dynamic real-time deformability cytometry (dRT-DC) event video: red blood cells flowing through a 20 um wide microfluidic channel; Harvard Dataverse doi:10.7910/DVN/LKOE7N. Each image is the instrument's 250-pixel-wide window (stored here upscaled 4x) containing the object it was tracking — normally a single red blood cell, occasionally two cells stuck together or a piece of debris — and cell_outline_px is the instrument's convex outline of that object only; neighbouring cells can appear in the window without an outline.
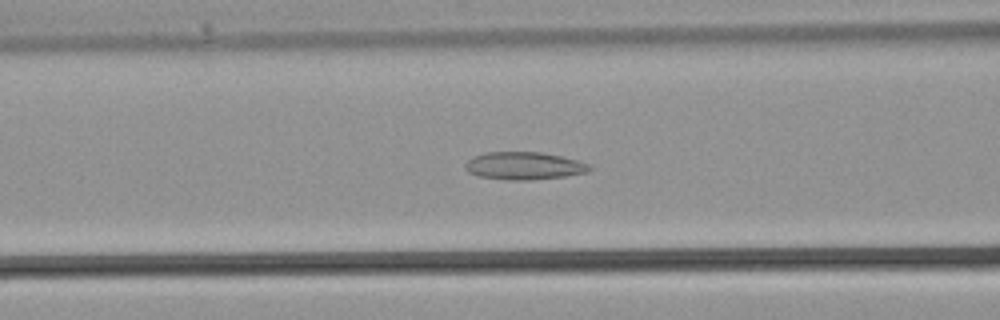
{"species": "common noctule bat (a hibernating species)", "species_latin": "Nyctalus noctula", "temperature_condition": "warm", "stored_images_in_passage": 30, "camera_frame_rate_fps": 3000, "um_per_image_px": 0.085, "animal": {"sex": "male", "body_mass_g": 21.5, "forearm_length_mm": 52.0}, "frame": {"image": 1, "passage_image": 13, "time_ms": 4.0, "image_size_px": [1000, 320], "cell_outline_px": [[592, 168], [588, 172], [564, 176], [532, 180], [508, 180], [480, 176], [468, 172], [464, 168], [464, 164], [472, 156], [488, 152], [540, 152], [580, 160], [588, 164]], "centroid_in_image_um": [44.53, 14.09], "position_along_channel_um": 122.1, "area_um2": 20.06}}
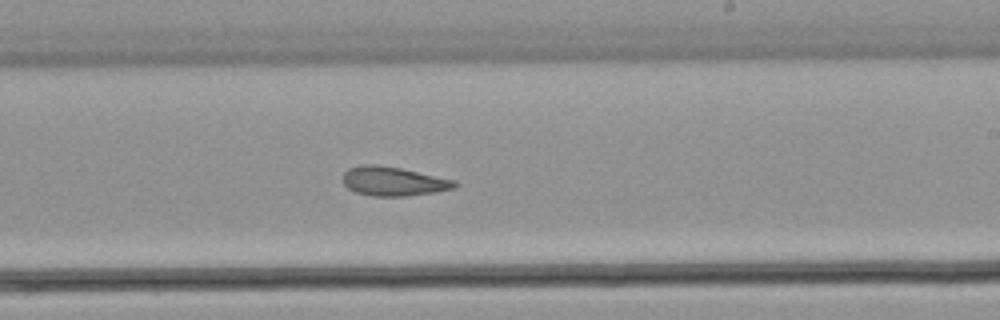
{"frame": {"image": 2, "passage_image": 20, "time_ms": 6.333, "image_size_px": [1000, 320], "cell_outline_px": [[460, 184], [456, 188], [436, 192], [404, 196], [372, 196], [356, 192], [348, 188], [344, 184], [344, 172], [348, 168], [364, 164], [376, 164], [400, 168], [456, 180]], "centroid_in_image_um": [33.47, 15.41], "position_along_channel_um": 255.5, "area_um2": 19.02}}
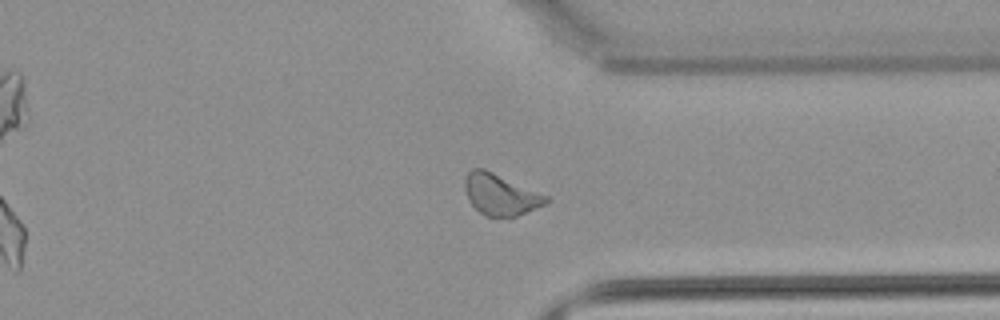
{"frame": {"image": 3, "passage_image": 26, "time_ms": 8.333, "image_size_px": [1000, 320], "cell_outline_px": [[552, 200], [536, 208], [516, 216], [484, 216], [468, 200], [464, 188], [464, 180], [468, 172], [472, 168], [484, 168], [548, 196]], "centroid_in_image_um": [42.52, 16.52], "position_along_channel_um": 368.9, "area_um2": 19.36}}